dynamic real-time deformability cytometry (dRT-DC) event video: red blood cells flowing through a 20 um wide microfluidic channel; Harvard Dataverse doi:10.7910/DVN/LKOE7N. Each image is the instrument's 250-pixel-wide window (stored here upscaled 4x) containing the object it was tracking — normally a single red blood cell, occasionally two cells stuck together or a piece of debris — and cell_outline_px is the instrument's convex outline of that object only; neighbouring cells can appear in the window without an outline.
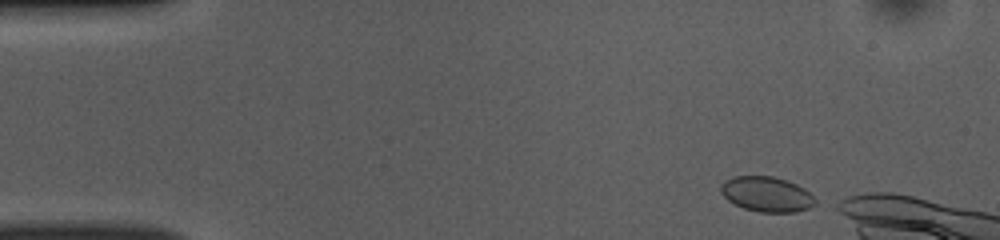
{"species": "common noctule bat (a hibernating species)", "species_latin": "Nyctalus noctula", "temperature_condition": "room temperature", "stored_images_in_passage": 8, "camera_frame_rate_fps": 3000, "um_per_image_px": 0.085, "animal": {"sex": "female", "body_mass_g": 10.0, "forearm_length_mm": 53.1}, "frame": {"image": 1, "passage_image": 1, "time_ms": 0.0, "image_size_px": [1000, 240], "cell_outline_px": [[816, 204], [808, 208], [796, 212], [760, 212], [744, 208], [728, 200], [720, 192], [720, 184], [724, 180], [732, 176], [772, 176], [788, 180], [804, 188], [816, 200]], "centroid_in_image_um": [65.15, 16.49], "position_along_channel_um": 19.9, "area_um2": 19.36}}